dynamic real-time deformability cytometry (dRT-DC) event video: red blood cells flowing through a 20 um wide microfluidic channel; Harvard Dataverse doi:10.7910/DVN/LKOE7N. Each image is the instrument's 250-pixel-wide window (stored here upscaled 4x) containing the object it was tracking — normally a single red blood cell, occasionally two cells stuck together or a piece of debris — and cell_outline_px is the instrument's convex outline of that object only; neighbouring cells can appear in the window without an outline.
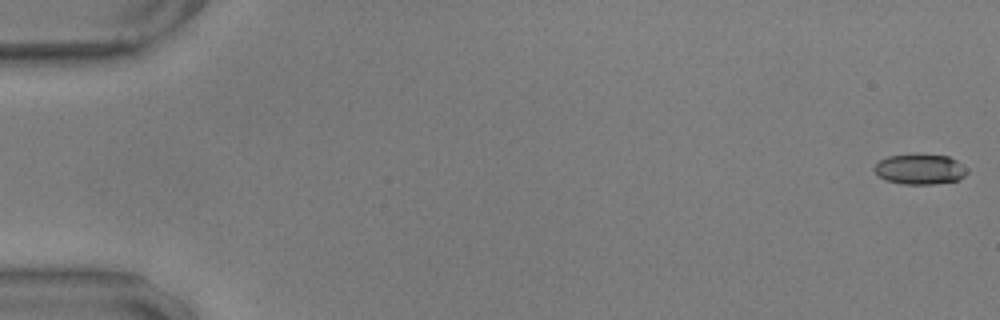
{"species": "common noctule bat (a hibernating species)", "species_latin": "Nyctalus noctula", "temperature_condition": "warm", "stored_images_in_passage": 15, "camera_frame_rate_fps": 3000, "um_per_image_px": 0.085, "animal": {"sex": "male", "body_mass_g": 17.9, "forearm_length_mm": 54.2}, "frame": {"image": 1, "passage_image": 1, "time_ms": 0.0, "image_size_px": [1000, 320], "cell_outline_px": [[968, 172], [964, 176], [956, 180], [936, 184], [904, 184], [884, 180], [872, 168], [880, 160], [888, 156], [948, 156], [956, 160], [968, 168]], "centroid_in_image_um": [78.21, 14.41], "position_along_channel_um": 6.8, "area_um2": 15.95}}
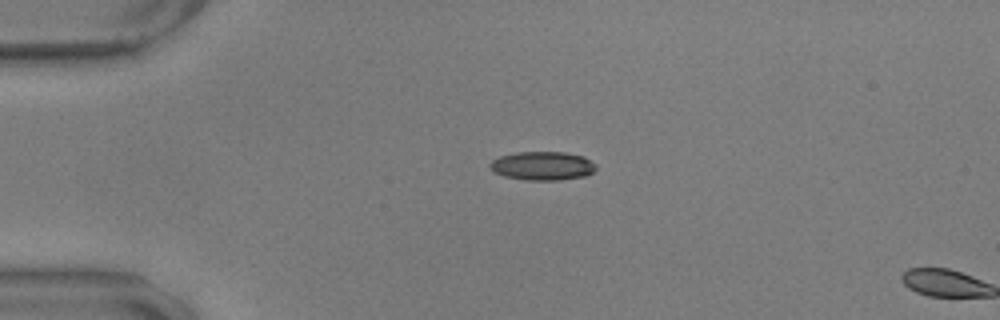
{"frame": {"image": 2, "passage_image": 14, "time_ms": 4.333, "image_size_px": [1000, 320], "cell_outline_px": [[596, 168], [592, 172], [584, 176], [560, 180], [524, 180], [504, 176], [496, 172], [488, 164], [492, 160], [500, 156], [516, 152], [564, 152], [584, 156], [596, 164]], "centroid_in_image_um": [46.12, 14.09], "position_along_channel_um": 38.9, "area_um2": 17.69}}